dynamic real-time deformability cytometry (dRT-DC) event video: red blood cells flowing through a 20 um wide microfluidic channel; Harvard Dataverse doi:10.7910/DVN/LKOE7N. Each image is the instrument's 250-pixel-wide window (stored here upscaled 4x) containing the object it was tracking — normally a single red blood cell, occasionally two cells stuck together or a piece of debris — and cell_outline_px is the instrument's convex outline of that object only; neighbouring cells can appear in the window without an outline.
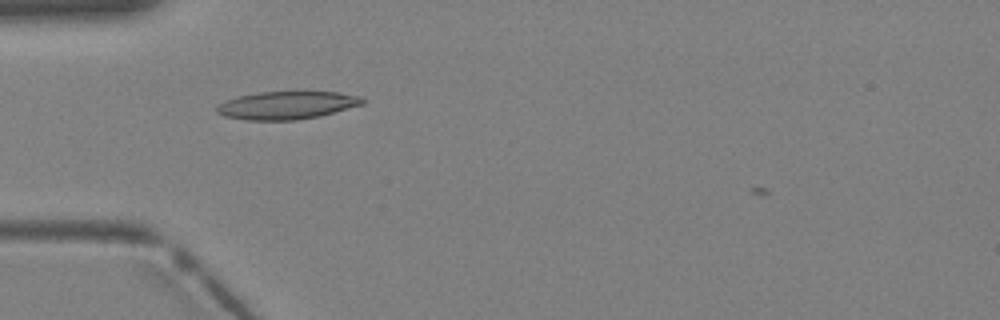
{"species": "Egyptian fruit bat (a non-hibernating species)", "species_latin": "Rousettus aegyptiacus", "temperature_condition": "warm", "stored_images_in_passage": 2, "camera_frame_rate_fps": 3000, "um_per_image_px": 0.085, "animal": {"sex": "female"}, "frame": {"image": 1, "passage_image": 2, "time_ms": 0.333, "image_size_px": [1000, 320], "cell_outline_px": [[368, 100], [364, 104], [320, 116], [296, 120], [248, 120], [224, 116], [216, 112], [216, 108], [224, 100], [236, 96], [260, 92], [340, 92], [360, 96]], "centroid_in_image_um": [24.41, 8.94], "position_along_channel_um": 60.6, "area_um2": 23.81}}